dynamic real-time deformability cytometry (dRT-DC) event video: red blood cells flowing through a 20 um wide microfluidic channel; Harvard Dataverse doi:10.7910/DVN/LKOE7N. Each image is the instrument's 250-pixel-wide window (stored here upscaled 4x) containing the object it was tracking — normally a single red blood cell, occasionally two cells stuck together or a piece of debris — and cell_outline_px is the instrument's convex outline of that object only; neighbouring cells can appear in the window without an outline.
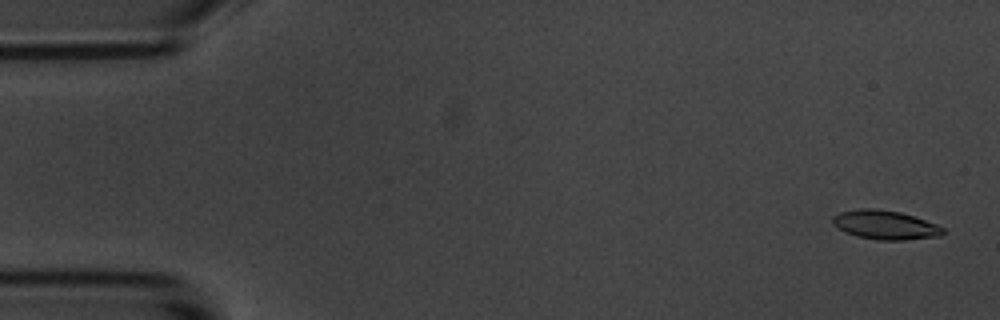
{"species": "common noctule bat (a hibernating species)", "species_latin": "Nyctalus noctula", "temperature_condition": "room temperature", "stored_images_in_passage": 56, "camera_frame_rate_fps": 3000, "um_per_image_px": 0.085, "animal": {"sex": "male", "body_mass_g": 20.1, "forearm_length_mm": 53.5}, "frame": {"image": 1, "passage_image": 2, "time_ms": 0.333, "image_size_px": [1000, 320], "cell_outline_px": [[944, 232], [940, 236], [904, 240], [876, 240], [856, 236], [844, 232], [836, 228], [832, 224], [832, 216], [840, 212], [860, 208], [876, 208], [900, 212], [936, 224], [944, 228]], "centroid_in_image_um": [75.18, 19.12], "position_along_channel_um": 9.8, "area_um2": 18.79}}
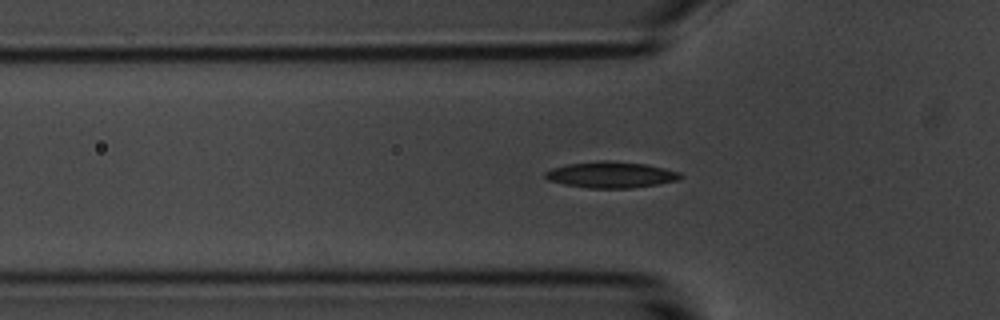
{"frame": {"image": 2, "passage_image": 18, "time_ms": 5.667, "image_size_px": [1000, 320], "cell_outline_px": [[684, 176], [680, 180], [632, 188], [588, 188], [564, 184], [548, 180], [544, 176], [544, 172], [552, 168], [568, 164], [604, 160], [608, 160], [644, 164], [664, 168], [680, 172]], "centroid_in_image_um": [51.94, 14.85], "position_along_channel_um": 73.9, "area_um2": 20.58}}
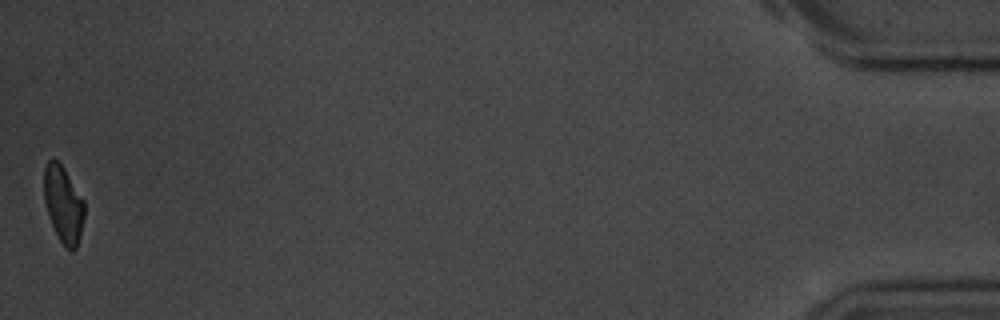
{"frame": {"image": 3, "passage_image": 56, "time_ms": 18.333, "image_size_px": [1000, 320], "cell_outline_px": [[84, 216], [76, 248], [72, 252], [60, 240], [52, 224], [44, 200], [44, 168], [48, 160], [56, 160], [64, 168], [84, 200]], "centroid_in_image_um": [5.38, 17.33], "position_along_channel_um": 429.8, "area_um2": 17.57}, "authors_computed_cell_mechanics": {"area_um2": 19.2474, "velocity_mm_per_s": 3.56, "shape_relaxation_time_tau1_ms": 4.2923, "shape_relaxation_time_tau2_ms": 10.1454, "deformation_change_tau1": 0.1491, "deformation_change_tau2": 0.1821}}